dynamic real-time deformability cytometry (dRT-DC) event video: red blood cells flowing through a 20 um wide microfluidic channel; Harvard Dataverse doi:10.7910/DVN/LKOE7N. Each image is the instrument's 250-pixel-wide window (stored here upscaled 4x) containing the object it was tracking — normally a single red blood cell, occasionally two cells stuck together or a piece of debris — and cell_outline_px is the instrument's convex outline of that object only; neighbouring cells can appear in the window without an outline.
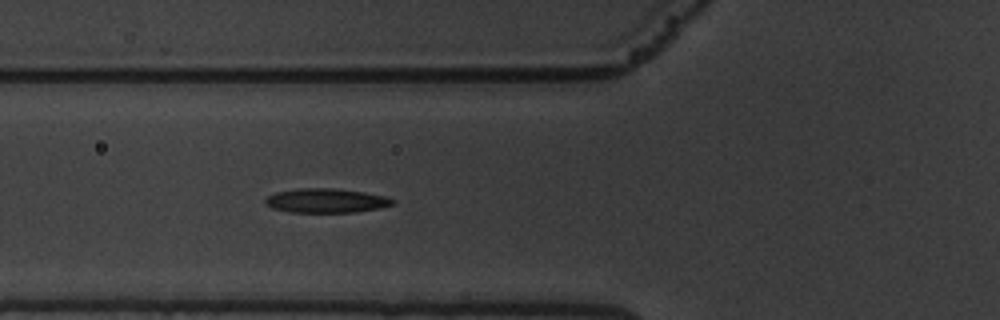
{"species": "common noctule bat (a hibernating species)", "species_latin": "Nyctalus noctula", "temperature_condition": "warm", "stored_images_in_passage": 45, "camera_frame_rate_fps": 3000, "um_per_image_px": 0.085, "animal": {"sex": "male", "body_mass_g": 19.5, "forearm_length_mm": 54.6}, "frame": {"image": 1, "passage_image": 7, "time_ms": 2.0, "image_size_px": [1000, 320], "cell_outline_px": [[396, 204], [380, 208], [356, 212], [292, 212], [272, 208], [264, 204], [264, 200], [268, 196], [276, 192], [300, 188], [336, 188], [364, 192], [384, 196], [396, 200]], "centroid_in_image_um": [27.74, 17.05], "position_along_channel_um": 98.1, "area_um2": 18.09}}
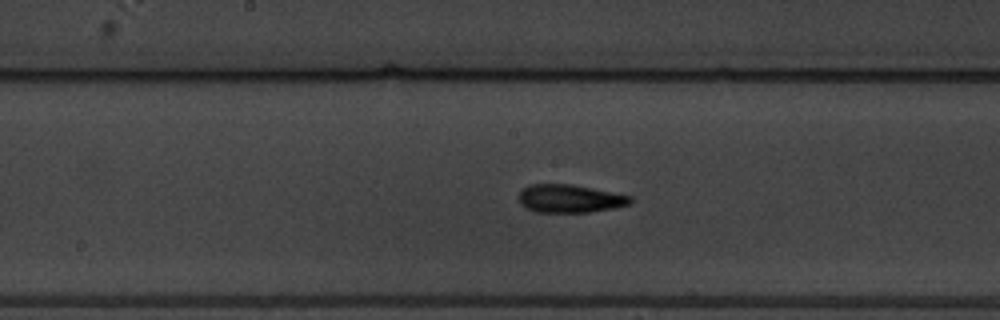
{"frame": {"image": 2, "passage_image": 16, "time_ms": 5.0, "image_size_px": [1000, 320], "cell_outline_px": [[632, 200], [628, 204], [612, 208], [588, 212], [536, 212], [524, 208], [520, 204], [520, 188], [528, 184], [572, 184], [632, 196]], "centroid_in_image_um": [48.37, 16.87], "position_along_channel_um": 199.8, "area_um2": 18.26}}
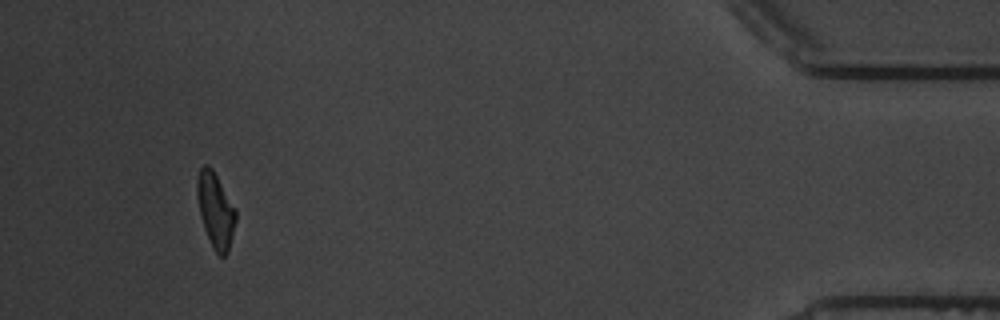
{"frame": {"image": 3, "passage_image": 41, "time_ms": 13.333, "image_size_px": [1000, 320], "cell_outline_px": [[236, 220], [228, 252], [224, 256], [220, 256], [212, 248], [204, 228], [200, 216], [196, 192], [196, 180], [200, 168], [204, 164], [208, 164], [212, 168], [236, 212]], "centroid_in_image_um": [18.29, 17.87], "position_along_channel_um": 416.9, "area_um2": 16.7}, "authors_computed_cell_mechanics": {"area_um2": 17.5712, "velocity_mm_per_s": 3.38, "shape_relaxation_time_tau1_ms": 3.8677, "shape_relaxation_time_tau2_ms": 3.6685, "deformation_change_tau1": 0.1938, "deformation_change_tau2": 0.1321}}